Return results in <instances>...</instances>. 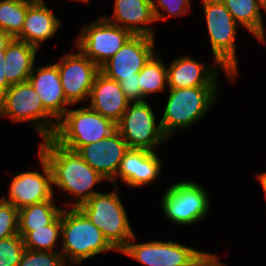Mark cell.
<instances>
[{
  "instance_id": "cell-17",
  "label": "cell",
  "mask_w": 266,
  "mask_h": 266,
  "mask_svg": "<svg viewBox=\"0 0 266 266\" xmlns=\"http://www.w3.org/2000/svg\"><path fill=\"white\" fill-rule=\"evenodd\" d=\"M129 146L117 130L98 142L80 147L76 152L109 183L116 176Z\"/></svg>"
},
{
  "instance_id": "cell-22",
  "label": "cell",
  "mask_w": 266,
  "mask_h": 266,
  "mask_svg": "<svg viewBox=\"0 0 266 266\" xmlns=\"http://www.w3.org/2000/svg\"><path fill=\"white\" fill-rule=\"evenodd\" d=\"M240 28H245L259 44L266 43V27L262 12L266 4L261 0H220ZM263 10V11H262Z\"/></svg>"
},
{
  "instance_id": "cell-13",
  "label": "cell",
  "mask_w": 266,
  "mask_h": 266,
  "mask_svg": "<svg viewBox=\"0 0 266 266\" xmlns=\"http://www.w3.org/2000/svg\"><path fill=\"white\" fill-rule=\"evenodd\" d=\"M76 52H65L55 64L60 74L61 85L67 102L75 105L87 102L91 88L100 68L77 47Z\"/></svg>"
},
{
  "instance_id": "cell-2",
  "label": "cell",
  "mask_w": 266,
  "mask_h": 266,
  "mask_svg": "<svg viewBox=\"0 0 266 266\" xmlns=\"http://www.w3.org/2000/svg\"><path fill=\"white\" fill-rule=\"evenodd\" d=\"M60 245L67 266L80 265L104 252L119 253L79 208L62 209Z\"/></svg>"
},
{
  "instance_id": "cell-3",
  "label": "cell",
  "mask_w": 266,
  "mask_h": 266,
  "mask_svg": "<svg viewBox=\"0 0 266 266\" xmlns=\"http://www.w3.org/2000/svg\"><path fill=\"white\" fill-rule=\"evenodd\" d=\"M219 86L168 88L169 95L160 119L163 133L171 139L204 119L220 95Z\"/></svg>"
},
{
  "instance_id": "cell-12",
  "label": "cell",
  "mask_w": 266,
  "mask_h": 266,
  "mask_svg": "<svg viewBox=\"0 0 266 266\" xmlns=\"http://www.w3.org/2000/svg\"><path fill=\"white\" fill-rule=\"evenodd\" d=\"M134 235L119 252L145 266H190L200 252L193 247L177 241L150 240L136 242Z\"/></svg>"
},
{
  "instance_id": "cell-10",
  "label": "cell",
  "mask_w": 266,
  "mask_h": 266,
  "mask_svg": "<svg viewBox=\"0 0 266 266\" xmlns=\"http://www.w3.org/2000/svg\"><path fill=\"white\" fill-rule=\"evenodd\" d=\"M75 37L77 47L99 68L120 50L133 34L102 16L81 26Z\"/></svg>"
},
{
  "instance_id": "cell-8",
  "label": "cell",
  "mask_w": 266,
  "mask_h": 266,
  "mask_svg": "<svg viewBox=\"0 0 266 266\" xmlns=\"http://www.w3.org/2000/svg\"><path fill=\"white\" fill-rule=\"evenodd\" d=\"M213 61H218L235 78L239 75L237 30L240 27L220 0H201Z\"/></svg>"
},
{
  "instance_id": "cell-11",
  "label": "cell",
  "mask_w": 266,
  "mask_h": 266,
  "mask_svg": "<svg viewBox=\"0 0 266 266\" xmlns=\"http://www.w3.org/2000/svg\"><path fill=\"white\" fill-rule=\"evenodd\" d=\"M37 154L40 167L16 173L9 184L8 196L4 193L1 196L4 201L11 203L18 210L56 198L51 168L45 158L40 153ZM38 168H42V171H38Z\"/></svg>"
},
{
  "instance_id": "cell-23",
  "label": "cell",
  "mask_w": 266,
  "mask_h": 266,
  "mask_svg": "<svg viewBox=\"0 0 266 266\" xmlns=\"http://www.w3.org/2000/svg\"><path fill=\"white\" fill-rule=\"evenodd\" d=\"M38 48L13 39L5 49L6 78L10 85L28 81L35 65Z\"/></svg>"
},
{
  "instance_id": "cell-31",
  "label": "cell",
  "mask_w": 266,
  "mask_h": 266,
  "mask_svg": "<svg viewBox=\"0 0 266 266\" xmlns=\"http://www.w3.org/2000/svg\"><path fill=\"white\" fill-rule=\"evenodd\" d=\"M19 210L0 197V239L18 234Z\"/></svg>"
},
{
  "instance_id": "cell-26",
  "label": "cell",
  "mask_w": 266,
  "mask_h": 266,
  "mask_svg": "<svg viewBox=\"0 0 266 266\" xmlns=\"http://www.w3.org/2000/svg\"><path fill=\"white\" fill-rule=\"evenodd\" d=\"M23 241L27 250L60 251L57 242L61 241V213L49 225L30 231Z\"/></svg>"
},
{
  "instance_id": "cell-34",
  "label": "cell",
  "mask_w": 266,
  "mask_h": 266,
  "mask_svg": "<svg viewBox=\"0 0 266 266\" xmlns=\"http://www.w3.org/2000/svg\"><path fill=\"white\" fill-rule=\"evenodd\" d=\"M6 74V61L5 57H0V97L7 91L11 86L7 82Z\"/></svg>"
},
{
  "instance_id": "cell-1",
  "label": "cell",
  "mask_w": 266,
  "mask_h": 266,
  "mask_svg": "<svg viewBox=\"0 0 266 266\" xmlns=\"http://www.w3.org/2000/svg\"><path fill=\"white\" fill-rule=\"evenodd\" d=\"M40 141L38 153L45 158L51 168L53 191L59 188L60 192L64 191L75 199L67 202L65 200L63 208H79L94 194L100 192L94 187L107 180L92 169L77 152L60 146L52 138Z\"/></svg>"
},
{
  "instance_id": "cell-27",
  "label": "cell",
  "mask_w": 266,
  "mask_h": 266,
  "mask_svg": "<svg viewBox=\"0 0 266 266\" xmlns=\"http://www.w3.org/2000/svg\"><path fill=\"white\" fill-rule=\"evenodd\" d=\"M35 0H0V29L16 38L22 31L28 7Z\"/></svg>"
},
{
  "instance_id": "cell-25",
  "label": "cell",
  "mask_w": 266,
  "mask_h": 266,
  "mask_svg": "<svg viewBox=\"0 0 266 266\" xmlns=\"http://www.w3.org/2000/svg\"><path fill=\"white\" fill-rule=\"evenodd\" d=\"M141 94L147 99L152 94L164 93L167 90V65L160 52H156L139 72Z\"/></svg>"
},
{
  "instance_id": "cell-7",
  "label": "cell",
  "mask_w": 266,
  "mask_h": 266,
  "mask_svg": "<svg viewBox=\"0 0 266 266\" xmlns=\"http://www.w3.org/2000/svg\"><path fill=\"white\" fill-rule=\"evenodd\" d=\"M161 197L160 210L164 217L172 224L182 227L201 223L211 209L206 188L190 179L171 183Z\"/></svg>"
},
{
  "instance_id": "cell-16",
  "label": "cell",
  "mask_w": 266,
  "mask_h": 266,
  "mask_svg": "<svg viewBox=\"0 0 266 266\" xmlns=\"http://www.w3.org/2000/svg\"><path fill=\"white\" fill-rule=\"evenodd\" d=\"M157 151L130 149L124 155L119 170L111 181L118 186V181L126 187L140 189L148 187L159 179L164 165ZM118 179V180H117Z\"/></svg>"
},
{
  "instance_id": "cell-18",
  "label": "cell",
  "mask_w": 266,
  "mask_h": 266,
  "mask_svg": "<svg viewBox=\"0 0 266 266\" xmlns=\"http://www.w3.org/2000/svg\"><path fill=\"white\" fill-rule=\"evenodd\" d=\"M28 82L38 93L44 108L57 121L71 107L64 95L60 74L55 63L34 66Z\"/></svg>"
},
{
  "instance_id": "cell-19",
  "label": "cell",
  "mask_w": 266,
  "mask_h": 266,
  "mask_svg": "<svg viewBox=\"0 0 266 266\" xmlns=\"http://www.w3.org/2000/svg\"><path fill=\"white\" fill-rule=\"evenodd\" d=\"M113 14L102 15L114 25L130 31L133 35L155 38L156 24L151 0H114ZM155 29V30H154Z\"/></svg>"
},
{
  "instance_id": "cell-24",
  "label": "cell",
  "mask_w": 266,
  "mask_h": 266,
  "mask_svg": "<svg viewBox=\"0 0 266 266\" xmlns=\"http://www.w3.org/2000/svg\"><path fill=\"white\" fill-rule=\"evenodd\" d=\"M56 200H47L19 210L18 234L24 238L30 231L49 225L62 211Z\"/></svg>"
},
{
  "instance_id": "cell-30",
  "label": "cell",
  "mask_w": 266,
  "mask_h": 266,
  "mask_svg": "<svg viewBox=\"0 0 266 266\" xmlns=\"http://www.w3.org/2000/svg\"><path fill=\"white\" fill-rule=\"evenodd\" d=\"M18 266H67L60 251H33L25 249Z\"/></svg>"
},
{
  "instance_id": "cell-28",
  "label": "cell",
  "mask_w": 266,
  "mask_h": 266,
  "mask_svg": "<svg viewBox=\"0 0 266 266\" xmlns=\"http://www.w3.org/2000/svg\"><path fill=\"white\" fill-rule=\"evenodd\" d=\"M191 1L193 0H151L156 23L167 21V17L178 18L188 15L192 9Z\"/></svg>"
},
{
  "instance_id": "cell-15",
  "label": "cell",
  "mask_w": 266,
  "mask_h": 266,
  "mask_svg": "<svg viewBox=\"0 0 266 266\" xmlns=\"http://www.w3.org/2000/svg\"><path fill=\"white\" fill-rule=\"evenodd\" d=\"M207 63L197 61L189 55L176 57L167 65L168 88L219 86V72H223L229 82L237 80L218 61H213L212 65Z\"/></svg>"
},
{
  "instance_id": "cell-4",
  "label": "cell",
  "mask_w": 266,
  "mask_h": 266,
  "mask_svg": "<svg viewBox=\"0 0 266 266\" xmlns=\"http://www.w3.org/2000/svg\"><path fill=\"white\" fill-rule=\"evenodd\" d=\"M4 117L15 124L26 122L41 140L52 138L58 124L28 81L11 85L0 97V120Z\"/></svg>"
},
{
  "instance_id": "cell-20",
  "label": "cell",
  "mask_w": 266,
  "mask_h": 266,
  "mask_svg": "<svg viewBox=\"0 0 266 266\" xmlns=\"http://www.w3.org/2000/svg\"><path fill=\"white\" fill-rule=\"evenodd\" d=\"M61 23V19L55 15L53 8L46 5L45 0H35L28 7L22 31L15 39L41 49L45 41L55 38L59 28H62Z\"/></svg>"
},
{
  "instance_id": "cell-32",
  "label": "cell",
  "mask_w": 266,
  "mask_h": 266,
  "mask_svg": "<svg viewBox=\"0 0 266 266\" xmlns=\"http://www.w3.org/2000/svg\"><path fill=\"white\" fill-rule=\"evenodd\" d=\"M119 83L123 93L130 102L146 100V98L141 94L139 73H136V77L123 78V80Z\"/></svg>"
},
{
  "instance_id": "cell-9",
  "label": "cell",
  "mask_w": 266,
  "mask_h": 266,
  "mask_svg": "<svg viewBox=\"0 0 266 266\" xmlns=\"http://www.w3.org/2000/svg\"><path fill=\"white\" fill-rule=\"evenodd\" d=\"M116 130L130 149L157 151L159 146L169 140L147 100L130 102L116 123Z\"/></svg>"
},
{
  "instance_id": "cell-35",
  "label": "cell",
  "mask_w": 266,
  "mask_h": 266,
  "mask_svg": "<svg viewBox=\"0 0 266 266\" xmlns=\"http://www.w3.org/2000/svg\"><path fill=\"white\" fill-rule=\"evenodd\" d=\"M14 38L0 29V57H5V49Z\"/></svg>"
},
{
  "instance_id": "cell-29",
  "label": "cell",
  "mask_w": 266,
  "mask_h": 266,
  "mask_svg": "<svg viewBox=\"0 0 266 266\" xmlns=\"http://www.w3.org/2000/svg\"><path fill=\"white\" fill-rule=\"evenodd\" d=\"M24 251V241L19 234L0 239V266H18Z\"/></svg>"
},
{
  "instance_id": "cell-5",
  "label": "cell",
  "mask_w": 266,
  "mask_h": 266,
  "mask_svg": "<svg viewBox=\"0 0 266 266\" xmlns=\"http://www.w3.org/2000/svg\"><path fill=\"white\" fill-rule=\"evenodd\" d=\"M94 194L79 209L102 231L108 242L120 252L135 235L122 203L119 189Z\"/></svg>"
},
{
  "instance_id": "cell-37",
  "label": "cell",
  "mask_w": 266,
  "mask_h": 266,
  "mask_svg": "<svg viewBox=\"0 0 266 266\" xmlns=\"http://www.w3.org/2000/svg\"><path fill=\"white\" fill-rule=\"evenodd\" d=\"M72 1V0H71ZM91 0H73V2H80V3H90Z\"/></svg>"
},
{
  "instance_id": "cell-36",
  "label": "cell",
  "mask_w": 266,
  "mask_h": 266,
  "mask_svg": "<svg viewBox=\"0 0 266 266\" xmlns=\"http://www.w3.org/2000/svg\"><path fill=\"white\" fill-rule=\"evenodd\" d=\"M256 180L260 183L266 201V171L256 173Z\"/></svg>"
},
{
  "instance_id": "cell-33",
  "label": "cell",
  "mask_w": 266,
  "mask_h": 266,
  "mask_svg": "<svg viewBox=\"0 0 266 266\" xmlns=\"http://www.w3.org/2000/svg\"><path fill=\"white\" fill-rule=\"evenodd\" d=\"M216 253L200 251L192 260L190 266H227V263L220 261Z\"/></svg>"
},
{
  "instance_id": "cell-14",
  "label": "cell",
  "mask_w": 266,
  "mask_h": 266,
  "mask_svg": "<svg viewBox=\"0 0 266 266\" xmlns=\"http://www.w3.org/2000/svg\"><path fill=\"white\" fill-rule=\"evenodd\" d=\"M156 38L133 35L123 47L101 67L100 72L112 80L136 77L149 59L158 51Z\"/></svg>"
},
{
  "instance_id": "cell-21",
  "label": "cell",
  "mask_w": 266,
  "mask_h": 266,
  "mask_svg": "<svg viewBox=\"0 0 266 266\" xmlns=\"http://www.w3.org/2000/svg\"><path fill=\"white\" fill-rule=\"evenodd\" d=\"M87 103L89 104L86 105L92 110L116 124L123 116L130 101L123 93L119 82L99 72L95 77Z\"/></svg>"
},
{
  "instance_id": "cell-6",
  "label": "cell",
  "mask_w": 266,
  "mask_h": 266,
  "mask_svg": "<svg viewBox=\"0 0 266 266\" xmlns=\"http://www.w3.org/2000/svg\"><path fill=\"white\" fill-rule=\"evenodd\" d=\"M116 130V124L109 118L92 110L89 106L70 107L58 120L52 139L71 151L98 142Z\"/></svg>"
}]
</instances>
